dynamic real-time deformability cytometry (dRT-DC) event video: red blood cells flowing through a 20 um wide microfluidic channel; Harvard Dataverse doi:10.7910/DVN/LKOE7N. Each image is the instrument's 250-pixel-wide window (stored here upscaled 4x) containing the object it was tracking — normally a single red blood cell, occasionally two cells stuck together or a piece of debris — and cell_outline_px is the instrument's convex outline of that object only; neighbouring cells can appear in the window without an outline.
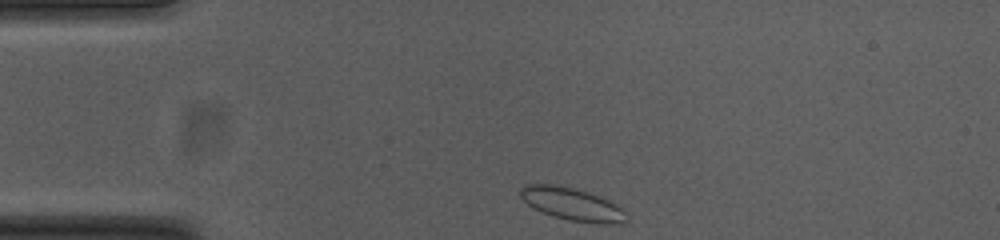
{"species": "common noctule bat (a hibernating species)", "species_latin": "Nyctalus noctula", "temperature_condition": "cold", "stored_images_in_passage": 35, "camera_frame_rate_fps": 3000, "um_per_image_px": 0.085, "animal": {"sex": "female", "body_mass_g": 23.0, "forearm_length_mm": 53.4}, "frame": {"image": 1, "passage_image": 1, "time_ms": 0.0, "image_size_px": [1000, 240], "cell_outline_px": [[628, 220], [624, 224], [596, 224], [568, 220], [552, 216], [528, 204], [520, 196], [520, 188], [524, 184], [556, 184], [588, 192], [608, 200], [616, 204], [624, 212]], "centroid_in_image_um": [48.65, 17.36], "position_along_channel_um": 36.4, "area_um2": 20.17}}
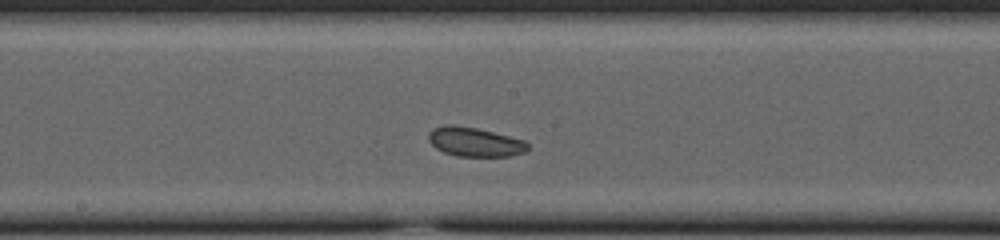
{"frame": {"image": 2, "passage_image": 18, "time_ms": 5.667, "image_size_px": [1000, 240], "cell_outline_px": [[528, 148], [524, 152], [508, 156], [456, 156], [444, 152], [436, 148], [428, 140], [428, 132], [432, 128], [448, 124], [452, 124], [476, 128], [524, 140], [528, 144]], "centroid_in_image_um": [40.31, 12.06], "position_along_channel_um": 207.9, "area_um2": 16.76}}
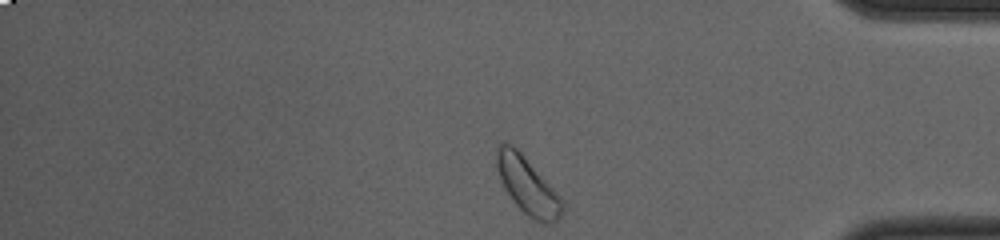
{"frame": {"image": 3, "passage_image": 35, "time_ms": 11.333, "image_size_px": [1000, 240], "cell_outline_px": [[564, 212], [560, 220], [552, 224], [544, 224], [528, 216], [516, 204], [500, 180], [496, 168], [496, 152], [500, 144], [504, 140], [512, 144], [520, 152], [560, 196], [564, 204]], "centroid_in_image_um": [44.86, 15.8], "position_along_channel_um": 390.3, "area_um2": 21.68}, "authors_computed_cell_mechanics": {"area_um2": 17.5712, "velocity_mm_per_s": 3.6687, "shape_relaxation_time_tau1_ms": null, "shape_relaxation_time_tau2_ms": 4.4836, "deformation_change_tau1": null, "deformation_change_tau2": 0.1043}}